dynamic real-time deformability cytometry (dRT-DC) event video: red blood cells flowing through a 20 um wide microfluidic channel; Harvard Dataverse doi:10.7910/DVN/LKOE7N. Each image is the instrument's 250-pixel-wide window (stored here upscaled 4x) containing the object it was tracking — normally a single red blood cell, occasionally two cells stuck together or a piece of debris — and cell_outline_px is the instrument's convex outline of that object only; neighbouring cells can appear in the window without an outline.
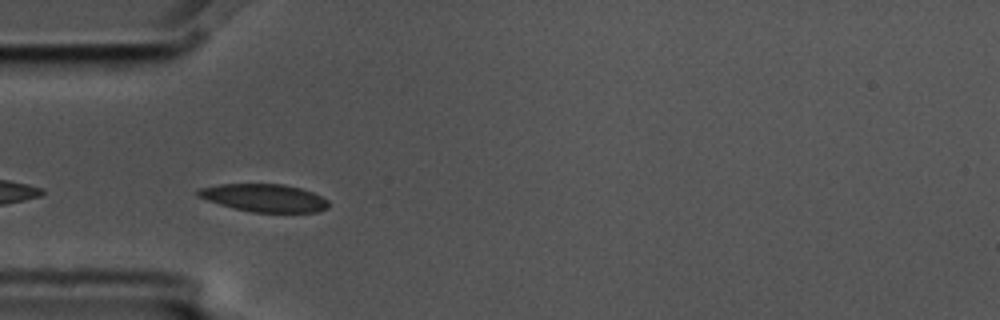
{"species": "common noctule bat (a hibernating species)", "species_latin": "Nyctalus noctula", "temperature_condition": "cold", "stored_images_in_passage": 3, "camera_frame_rate_fps": 3000, "um_per_image_px": 0.085, "animal": {"sex": "male", "body_mass_g": 17.5, "forearm_length_mm": 52.3}, "frame": {"image": 1, "passage_image": 2, "time_ms": 0.333, "image_size_px": [1000, 320], "cell_outline_px": [[328, 208], [316, 212], [252, 212], [232, 208], [196, 196], [192, 192], [200, 188], [220, 184], [284, 184], [300, 188], [312, 192], [328, 200]], "centroid_in_image_um": [22.42, 16.82], "position_along_channel_um": 62.6, "area_um2": 21.15}}